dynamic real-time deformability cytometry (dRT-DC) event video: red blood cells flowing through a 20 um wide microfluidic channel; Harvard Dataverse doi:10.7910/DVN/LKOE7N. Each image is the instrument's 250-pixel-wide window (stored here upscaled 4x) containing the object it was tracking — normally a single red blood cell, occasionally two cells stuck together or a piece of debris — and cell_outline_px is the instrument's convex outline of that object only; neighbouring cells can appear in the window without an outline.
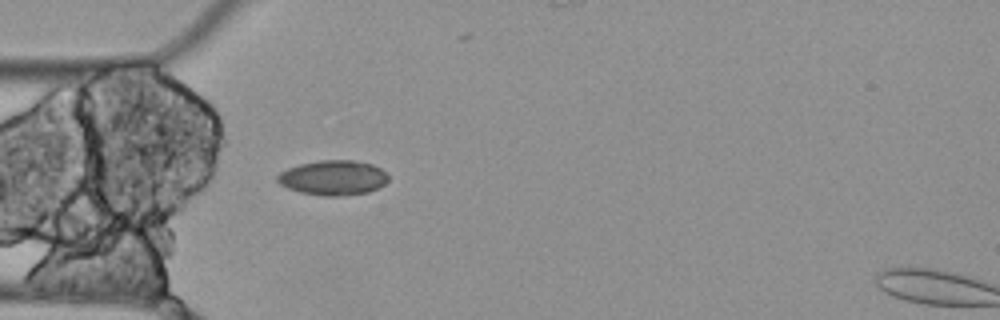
{"species": "Egyptian fruit bat (a non-hibernating species)", "species_latin": "Rousettus aegyptiacus", "temperature_condition": "cold", "stored_images_in_passage": 3, "camera_frame_rate_fps": 3000, "um_per_image_px": 0.085, "animal": {"sex": "female"}, "frame": {"image": 1, "passage_image": 1, "time_ms": 0.0, "image_size_px": [1000, 320], "cell_outline_px": [[388, 180], [384, 184], [368, 192], [340, 196], [324, 196], [300, 192], [288, 188], [280, 184], [276, 180], [276, 176], [280, 172], [288, 168], [300, 164], [320, 160], [352, 160], [372, 164], [388, 172]], "centroid_in_image_um": [28.32, 15.1], "position_along_channel_um": 56.7, "area_um2": 22.54}}